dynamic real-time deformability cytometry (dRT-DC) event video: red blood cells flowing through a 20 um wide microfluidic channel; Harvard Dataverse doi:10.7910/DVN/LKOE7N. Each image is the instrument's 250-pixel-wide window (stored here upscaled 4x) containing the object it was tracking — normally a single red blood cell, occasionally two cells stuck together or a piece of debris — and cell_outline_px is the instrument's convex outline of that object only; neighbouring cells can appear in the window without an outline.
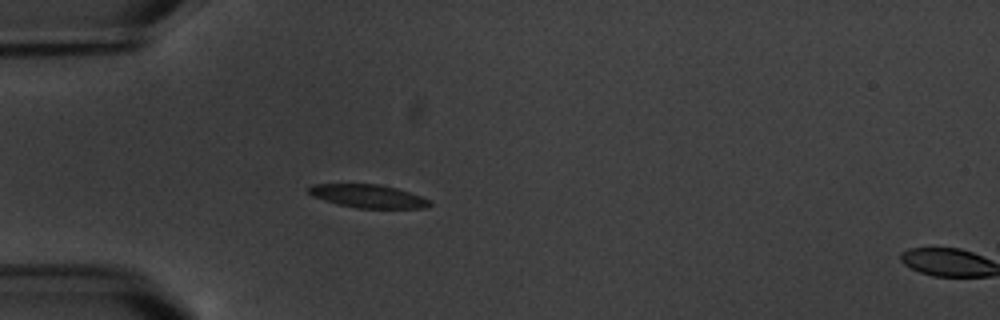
{"species": "common noctule bat (a hibernating species)", "species_latin": "Nyctalus noctula", "temperature_condition": "warm", "stored_images_in_passage": 6, "segment_of_instrument_passage": [1, 2], "camera_frame_rate_fps": 3000, "um_per_image_px": 0.085, "animal": {"sex": "male", "body_mass_g": 20.1, "forearm_length_mm": 53.5}, "frame": {"image": 1, "passage_image": 5, "time_ms": 4.333, "image_size_px": [1000, 320], "cell_outline_px": [[432, 204], [424, 208], [356, 208], [324, 200], [312, 196], [308, 192], [308, 188], [312, 184], [380, 184], [396, 188], [420, 196], [428, 200]], "centroid_in_image_um": [31.26, 16.67], "position_along_channel_um": 53.7, "area_um2": 16.18}}